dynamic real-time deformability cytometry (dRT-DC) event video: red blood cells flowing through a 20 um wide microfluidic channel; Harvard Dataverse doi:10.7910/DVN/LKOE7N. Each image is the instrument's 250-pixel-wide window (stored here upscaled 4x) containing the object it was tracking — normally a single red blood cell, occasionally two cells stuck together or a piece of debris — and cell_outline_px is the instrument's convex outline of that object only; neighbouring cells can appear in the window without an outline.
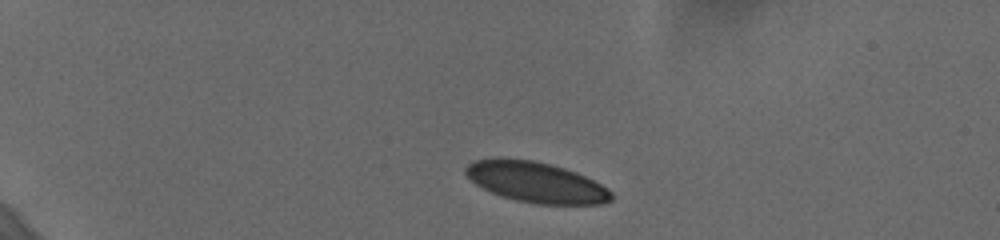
{"species": "human", "species_latin": "Homo sapiens", "temperature_condition": "cold", "stored_images_in_passage": 45, "camera_frame_rate_fps": 3000, "um_per_image_px": 0.085, "donor": {"sex": "female"}, "frame": {"image": 1, "passage_image": 1, "time_ms": 0.0, "image_size_px": [1000, 240], "cell_outline_px": [[612, 200], [600, 204], [536, 204], [516, 200], [500, 196], [476, 184], [464, 172], [464, 168], [468, 164], [476, 160], [496, 156], [532, 160], [564, 168], [576, 172], [608, 188], [612, 192]], "centroid_in_image_um": [45.53, 15.47], "position_along_channel_um": 39.5, "area_um2": 34.45}}
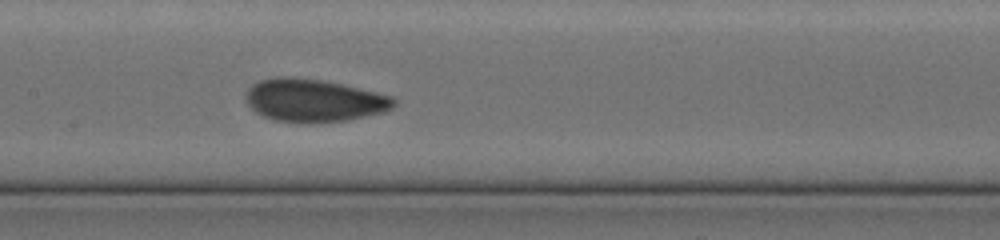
{"frame": {"image": 2, "passage_image": 19, "time_ms": 6.0, "image_size_px": [1000, 240], "cell_outline_px": [[396, 104], [392, 108], [384, 112], [348, 120], [312, 124], [308, 124], [276, 120], [264, 116], [256, 112], [244, 100], [248, 88], [252, 84], [260, 80], [276, 76], [292, 76], [320, 80], [340, 84], [392, 96], [396, 100]], "centroid_in_image_um": [26.66, 8.54], "position_along_channel_um": 180.7, "area_um2": 37.11}}
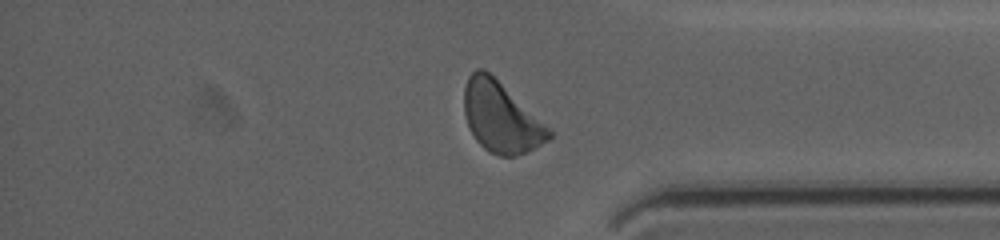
{"frame": {"image": 3, "passage_image": 37, "time_ms": 12.0, "image_size_px": [1000, 240], "cell_outline_px": [[552, 136], [548, 140], [516, 156], [500, 156], [488, 152], [476, 140], [468, 128], [464, 112], [464, 88], [468, 76], [476, 68], [484, 68], [552, 128]], "centroid_in_image_um": [42.57, 9.96], "position_along_channel_um": 392.6, "area_um2": 34.85}, "authors_computed_cell_mechanics": {"area_um2": 35.0268, "velocity_mm_per_s": 3.6324, "shape_relaxation_time_tau1_ms": 3.2705, "shape_relaxation_time_tau2_ms": 1.8213, "deformation_change_tau1": 0.0843, "deformation_change_tau2": 0.046}}